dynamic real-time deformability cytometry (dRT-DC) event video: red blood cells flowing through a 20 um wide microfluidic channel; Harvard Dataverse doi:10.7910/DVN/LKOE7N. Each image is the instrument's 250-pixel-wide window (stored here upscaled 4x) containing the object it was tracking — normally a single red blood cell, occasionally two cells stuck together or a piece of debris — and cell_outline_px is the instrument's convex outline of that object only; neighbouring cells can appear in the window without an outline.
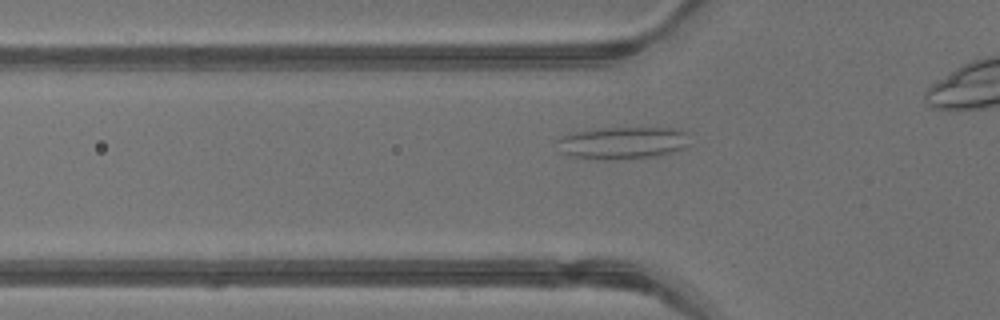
{"species": "common noctule bat (a hibernating species)", "species_latin": "Nyctalus noctula", "temperature_condition": "warm", "stored_images_in_passage": 29, "camera_frame_rate_fps": 3000, "um_per_image_px": 0.085, "animal": {"sex": "male", "body_mass_g": 13.3}, "frame": {"image": 1, "passage_image": 8, "time_ms": 2.333, "image_size_px": [1000, 320], "cell_outline_px": [[688, 144], [684, 148], [656, 156], [612, 160], [596, 160], [568, 156], [560, 152], [556, 140], [560, 136], [572, 132], [608, 128], [672, 128], [688, 132]], "centroid_in_image_um": [52.86, 12.16], "position_along_channel_um": 72.9, "area_um2": 25.14}}
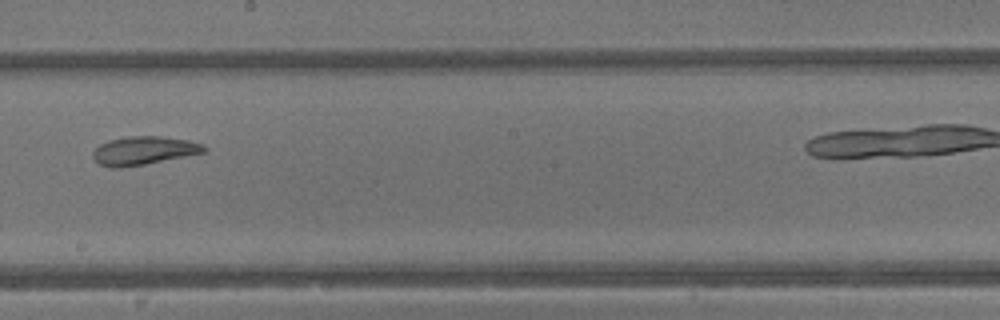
{"frame": {"image": 2, "passage_image": 18, "time_ms": 5.667, "image_size_px": [1000, 320], "cell_outline_px": [[208, 148], [204, 152], [144, 164], [120, 168], [112, 168], [100, 164], [92, 156], [92, 152], [100, 144], [108, 140], [128, 136], [160, 136], [188, 140], [204, 144]], "centroid_in_image_um": [12.2, 12.79], "position_along_channel_um": 236.0, "area_um2": 18.26}}
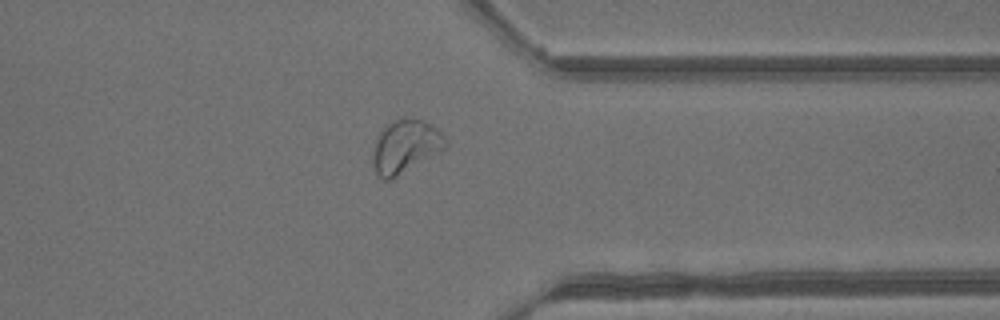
{"frame": {"image": 3, "passage_image": 27, "time_ms": 8.667, "image_size_px": [1000, 320], "cell_outline_px": [[448, 148], [392, 180], [384, 180], [376, 176], [372, 164], [372, 152], [376, 140], [380, 132], [388, 124], [396, 120], [424, 120], [440, 128], [448, 140]], "centroid_in_image_um": [34.5, 12.5], "position_along_channel_um": 376.9, "area_um2": 23.0}}